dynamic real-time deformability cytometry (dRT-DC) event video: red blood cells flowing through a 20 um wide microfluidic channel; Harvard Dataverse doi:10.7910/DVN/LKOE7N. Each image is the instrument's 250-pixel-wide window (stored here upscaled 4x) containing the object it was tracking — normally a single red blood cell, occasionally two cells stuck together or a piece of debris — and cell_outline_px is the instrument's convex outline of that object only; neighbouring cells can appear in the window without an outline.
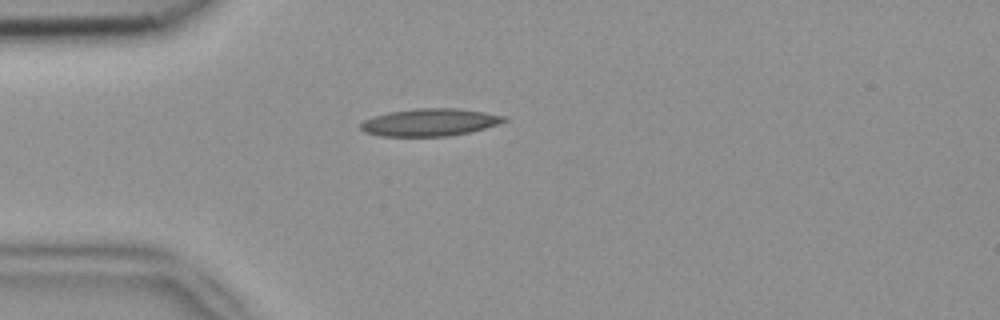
{"species": "common noctule bat (a hibernating species)", "species_latin": "Nyctalus noctula", "temperature_condition": "room temperature", "stored_images_in_passage": 19, "camera_frame_rate_fps": 3000, "um_per_image_px": 0.085, "animal": {"sex": "female", "body_mass_g": 18.4}, "frame": {"image": 1, "passage_image": 1, "time_ms": 0.0, "image_size_px": [1000, 320], "cell_outline_px": [[508, 120], [500, 124], [468, 132], [448, 136], [380, 136], [364, 132], [360, 128], [360, 124], [364, 120], [388, 112], [416, 108], [460, 108], [508, 116]], "centroid_in_image_um": [36.57, 10.39], "position_along_channel_um": 48.4, "area_um2": 23.0}}
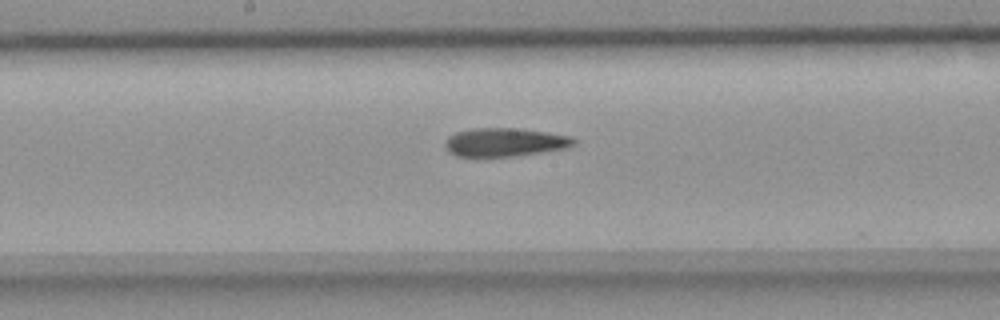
{"frame": {"image": 2, "passage_image": 14, "time_ms": 4.333, "image_size_px": [1000, 320], "cell_outline_px": [[576, 144], [564, 148], [540, 152], [512, 156], [456, 156], [448, 152], [444, 144], [448, 136], [456, 132], [472, 128], [520, 128], [568, 136], [576, 140]], "centroid_in_image_um": [42.85, 12.08], "position_along_channel_um": 205.4, "area_um2": 21.15}}
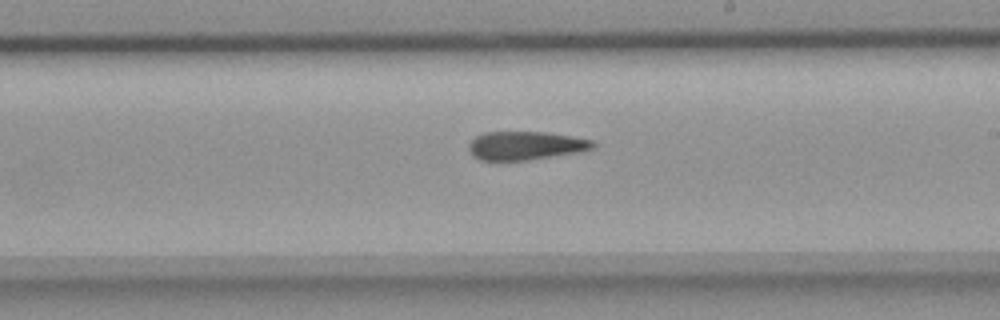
{"frame": {"image": 3, "passage_image": 17, "time_ms": 5.333, "image_size_px": [1000, 320], "cell_outline_px": [[596, 148], [580, 152], [528, 160], [480, 160], [472, 156], [468, 148], [468, 144], [476, 136], [484, 132], [544, 132], [592, 140], [596, 144]], "centroid_in_image_um": [44.66, 12.38], "position_along_channel_um": 244.3, "area_um2": 20.63}}